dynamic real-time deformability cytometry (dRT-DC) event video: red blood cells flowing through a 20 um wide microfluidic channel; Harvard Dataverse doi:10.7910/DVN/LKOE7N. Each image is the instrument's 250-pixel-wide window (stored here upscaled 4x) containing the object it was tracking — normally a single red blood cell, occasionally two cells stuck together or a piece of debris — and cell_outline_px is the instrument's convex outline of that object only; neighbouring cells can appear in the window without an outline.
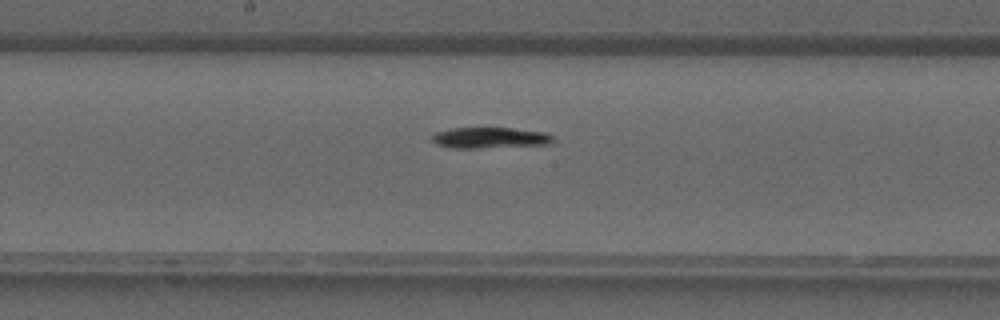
{"species": "common noctule bat (a hibernating species)", "species_latin": "Nyctalus noctula", "temperature_condition": "warm", "stored_images_in_passage": 30, "camera_frame_rate_fps": 3000, "um_per_image_px": 0.085, "animal": {"sex": "male", "forearm_length_mm": 52.5}, "frame": {"image": 1, "passage_image": 11, "time_ms": 3.333, "image_size_px": [1000, 320], "cell_outline_px": [[552, 140], [548, 144], [480, 148], [452, 148], [436, 144], [432, 140], [432, 136], [436, 132], [452, 128], [508, 128], [544, 132], [552, 136]], "centroid_in_image_um": [41.59, 11.71], "position_along_channel_um": 206.6, "area_um2": 14.51}}
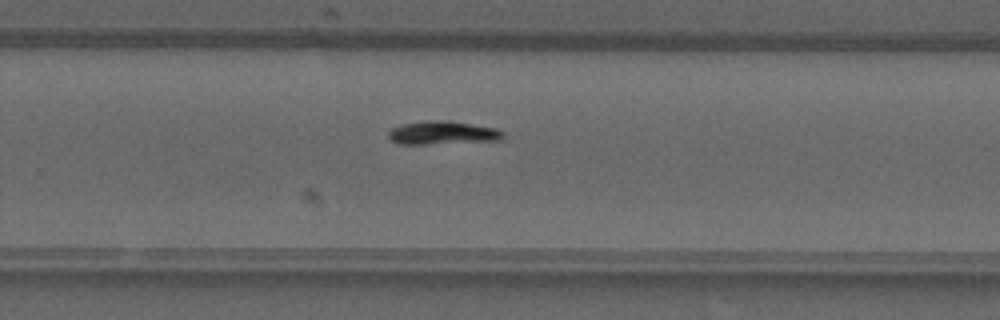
{"frame": {"image": 2, "passage_image": 16, "time_ms": 5.0, "image_size_px": [1000, 320], "cell_outline_px": [[504, 136], [500, 140], [424, 144], [400, 144], [392, 140], [388, 136], [388, 132], [392, 128], [404, 124], [424, 120], [448, 120], [496, 128], [504, 132]], "centroid_in_image_um": [37.62, 11.28], "position_along_channel_um": 292.2, "area_um2": 15.49}}
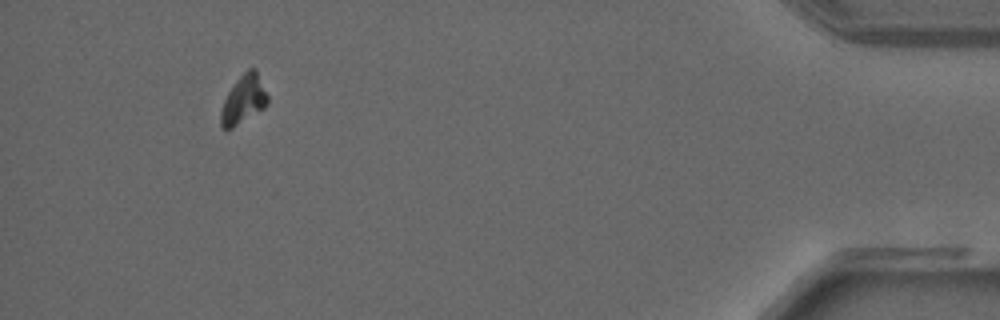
{"frame": {"image": 3, "passage_image": 27, "time_ms": 8.667, "image_size_px": [1000, 320], "cell_outline_px": [[268, 104], [264, 108], [232, 128], [220, 128], [220, 112], [224, 100], [228, 92], [236, 80], [248, 68], [256, 68], [268, 96]], "centroid_in_image_um": [20.7, 8.45], "position_along_channel_um": 414.5, "area_um2": 13.18}}